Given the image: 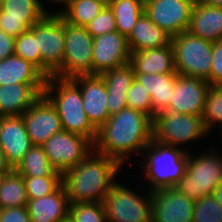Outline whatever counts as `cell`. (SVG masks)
<instances>
[{
    "mask_svg": "<svg viewBox=\"0 0 222 222\" xmlns=\"http://www.w3.org/2000/svg\"><path fill=\"white\" fill-rule=\"evenodd\" d=\"M183 148L185 147L164 145L152 139L144 149L146 155L143 154L142 157L146 160L142 162L145 170L143 176L150 185L147 188L150 192L175 187L180 181L187 168L189 152Z\"/></svg>",
    "mask_w": 222,
    "mask_h": 222,
    "instance_id": "277c9868",
    "label": "cell"
},
{
    "mask_svg": "<svg viewBox=\"0 0 222 222\" xmlns=\"http://www.w3.org/2000/svg\"><path fill=\"white\" fill-rule=\"evenodd\" d=\"M116 182L103 201L107 222H152L151 192L141 196Z\"/></svg>",
    "mask_w": 222,
    "mask_h": 222,
    "instance_id": "9c48e42d",
    "label": "cell"
},
{
    "mask_svg": "<svg viewBox=\"0 0 222 222\" xmlns=\"http://www.w3.org/2000/svg\"><path fill=\"white\" fill-rule=\"evenodd\" d=\"M41 0H3L0 6V29L18 37L49 12Z\"/></svg>",
    "mask_w": 222,
    "mask_h": 222,
    "instance_id": "4fadbf2b",
    "label": "cell"
},
{
    "mask_svg": "<svg viewBox=\"0 0 222 222\" xmlns=\"http://www.w3.org/2000/svg\"><path fill=\"white\" fill-rule=\"evenodd\" d=\"M14 54L31 62L41 71V53L38 48L37 38L30 30L21 33L15 38Z\"/></svg>",
    "mask_w": 222,
    "mask_h": 222,
    "instance_id": "e575fe53",
    "label": "cell"
},
{
    "mask_svg": "<svg viewBox=\"0 0 222 222\" xmlns=\"http://www.w3.org/2000/svg\"><path fill=\"white\" fill-rule=\"evenodd\" d=\"M41 146L50 164L61 173L77 166L94 150L88 138L65 130L52 135Z\"/></svg>",
    "mask_w": 222,
    "mask_h": 222,
    "instance_id": "8fae6325",
    "label": "cell"
},
{
    "mask_svg": "<svg viewBox=\"0 0 222 222\" xmlns=\"http://www.w3.org/2000/svg\"><path fill=\"white\" fill-rule=\"evenodd\" d=\"M122 167L115 159L93 150L77 166L62 173V185L69 203H103Z\"/></svg>",
    "mask_w": 222,
    "mask_h": 222,
    "instance_id": "7a4b0ae2",
    "label": "cell"
},
{
    "mask_svg": "<svg viewBox=\"0 0 222 222\" xmlns=\"http://www.w3.org/2000/svg\"><path fill=\"white\" fill-rule=\"evenodd\" d=\"M94 38L85 27L65 22V48L58 78L72 79L79 75H93L92 51Z\"/></svg>",
    "mask_w": 222,
    "mask_h": 222,
    "instance_id": "30bf717a",
    "label": "cell"
},
{
    "mask_svg": "<svg viewBox=\"0 0 222 222\" xmlns=\"http://www.w3.org/2000/svg\"><path fill=\"white\" fill-rule=\"evenodd\" d=\"M152 123L153 119L146 113L123 108L110 115L97 130L94 151L115 159L123 166L133 154H145L144 149L153 139Z\"/></svg>",
    "mask_w": 222,
    "mask_h": 222,
    "instance_id": "6da1fadb",
    "label": "cell"
},
{
    "mask_svg": "<svg viewBox=\"0 0 222 222\" xmlns=\"http://www.w3.org/2000/svg\"><path fill=\"white\" fill-rule=\"evenodd\" d=\"M74 222H107L103 203L78 202L69 205V214Z\"/></svg>",
    "mask_w": 222,
    "mask_h": 222,
    "instance_id": "836d02e7",
    "label": "cell"
},
{
    "mask_svg": "<svg viewBox=\"0 0 222 222\" xmlns=\"http://www.w3.org/2000/svg\"><path fill=\"white\" fill-rule=\"evenodd\" d=\"M202 118L209 134L215 124H220V129H222V85H210L205 98Z\"/></svg>",
    "mask_w": 222,
    "mask_h": 222,
    "instance_id": "4dcf8cb0",
    "label": "cell"
},
{
    "mask_svg": "<svg viewBox=\"0 0 222 222\" xmlns=\"http://www.w3.org/2000/svg\"><path fill=\"white\" fill-rule=\"evenodd\" d=\"M15 38L0 29V60L14 54Z\"/></svg>",
    "mask_w": 222,
    "mask_h": 222,
    "instance_id": "b9f144b4",
    "label": "cell"
},
{
    "mask_svg": "<svg viewBox=\"0 0 222 222\" xmlns=\"http://www.w3.org/2000/svg\"><path fill=\"white\" fill-rule=\"evenodd\" d=\"M126 96L129 108L142 111L152 118L151 97L144 86L136 79L132 82Z\"/></svg>",
    "mask_w": 222,
    "mask_h": 222,
    "instance_id": "8d00e7d4",
    "label": "cell"
},
{
    "mask_svg": "<svg viewBox=\"0 0 222 222\" xmlns=\"http://www.w3.org/2000/svg\"><path fill=\"white\" fill-rule=\"evenodd\" d=\"M145 0H111L108 5L115 17L117 31L126 38L144 13Z\"/></svg>",
    "mask_w": 222,
    "mask_h": 222,
    "instance_id": "4316f807",
    "label": "cell"
},
{
    "mask_svg": "<svg viewBox=\"0 0 222 222\" xmlns=\"http://www.w3.org/2000/svg\"><path fill=\"white\" fill-rule=\"evenodd\" d=\"M85 28L93 37L116 31V21L111 8L107 5Z\"/></svg>",
    "mask_w": 222,
    "mask_h": 222,
    "instance_id": "74e56055",
    "label": "cell"
},
{
    "mask_svg": "<svg viewBox=\"0 0 222 222\" xmlns=\"http://www.w3.org/2000/svg\"><path fill=\"white\" fill-rule=\"evenodd\" d=\"M127 38L117 30L95 37L93 41V75L130 63Z\"/></svg>",
    "mask_w": 222,
    "mask_h": 222,
    "instance_id": "9a60e30c",
    "label": "cell"
},
{
    "mask_svg": "<svg viewBox=\"0 0 222 222\" xmlns=\"http://www.w3.org/2000/svg\"><path fill=\"white\" fill-rule=\"evenodd\" d=\"M196 0H145L144 13L169 35L187 31Z\"/></svg>",
    "mask_w": 222,
    "mask_h": 222,
    "instance_id": "7c38bea8",
    "label": "cell"
},
{
    "mask_svg": "<svg viewBox=\"0 0 222 222\" xmlns=\"http://www.w3.org/2000/svg\"><path fill=\"white\" fill-rule=\"evenodd\" d=\"M196 2L222 8V0H196Z\"/></svg>",
    "mask_w": 222,
    "mask_h": 222,
    "instance_id": "ee69618b",
    "label": "cell"
},
{
    "mask_svg": "<svg viewBox=\"0 0 222 222\" xmlns=\"http://www.w3.org/2000/svg\"><path fill=\"white\" fill-rule=\"evenodd\" d=\"M45 84L0 86V117L19 116L43 95Z\"/></svg>",
    "mask_w": 222,
    "mask_h": 222,
    "instance_id": "ffe728a7",
    "label": "cell"
},
{
    "mask_svg": "<svg viewBox=\"0 0 222 222\" xmlns=\"http://www.w3.org/2000/svg\"><path fill=\"white\" fill-rule=\"evenodd\" d=\"M209 87L210 84L202 78L177 74L171 103L165 110L202 117Z\"/></svg>",
    "mask_w": 222,
    "mask_h": 222,
    "instance_id": "e0dca14e",
    "label": "cell"
},
{
    "mask_svg": "<svg viewBox=\"0 0 222 222\" xmlns=\"http://www.w3.org/2000/svg\"><path fill=\"white\" fill-rule=\"evenodd\" d=\"M107 93H108L107 107H108L109 115L118 113L123 108L128 107L126 95L112 93V92H107Z\"/></svg>",
    "mask_w": 222,
    "mask_h": 222,
    "instance_id": "60d3db41",
    "label": "cell"
},
{
    "mask_svg": "<svg viewBox=\"0 0 222 222\" xmlns=\"http://www.w3.org/2000/svg\"><path fill=\"white\" fill-rule=\"evenodd\" d=\"M60 222H74L72 220V218L68 215L67 217H65L63 220H61Z\"/></svg>",
    "mask_w": 222,
    "mask_h": 222,
    "instance_id": "7dc6e473",
    "label": "cell"
},
{
    "mask_svg": "<svg viewBox=\"0 0 222 222\" xmlns=\"http://www.w3.org/2000/svg\"><path fill=\"white\" fill-rule=\"evenodd\" d=\"M69 205L66 191L61 185L48 196L29 199L27 208L31 222H60L68 216Z\"/></svg>",
    "mask_w": 222,
    "mask_h": 222,
    "instance_id": "7402d4cb",
    "label": "cell"
},
{
    "mask_svg": "<svg viewBox=\"0 0 222 222\" xmlns=\"http://www.w3.org/2000/svg\"><path fill=\"white\" fill-rule=\"evenodd\" d=\"M72 80L80 87L84 110L90 123L98 130L110 117L103 77L99 74L79 75Z\"/></svg>",
    "mask_w": 222,
    "mask_h": 222,
    "instance_id": "ac0fdd59",
    "label": "cell"
},
{
    "mask_svg": "<svg viewBox=\"0 0 222 222\" xmlns=\"http://www.w3.org/2000/svg\"><path fill=\"white\" fill-rule=\"evenodd\" d=\"M37 38L41 53V72L55 76L63 62L65 48V21L56 13H48L29 29Z\"/></svg>",
    "mask_w": 222,
    "mask_h": 222,
    "instance_id": "ba28073f",
    "label": "cell"
},
{
    "mask_svg": "<svg viewBox=\"0 0 222 222\" xmlns=\"http://www.w3.org/2000/svg\"><path fill=\"white\" fill-rule=\"evenodd\" d=\"M187 31L211 42L222 40V8L195 2Z\"/></svg>",
    "mask_w": 222,
    "mask_h": 222,
    "instance_id": "603a6c76",
    "label": "cell"
},
{
    "mask_svg": "<svg viewBox=\"0 0 222 222\" xmlns=\"http://www.w3.org/2000/svg\"><path fill=\"white\" fill-rule=\"evenodd\" d=\"M49 1H50V2H53V3H54V2H55V3H59V4L61 3V5H62V3L65 4L68 0H49Z\"/></svg>",
    "mask_w": 222,
    "mask_h": 222,
    "instance_id": "bcb514c9",
    "label": "cell"
},
{
    "mask_svg": "<svg viewBox=\"0 0 222 222\" xmlns=\"http://www.w3.org/2000/svg\"><path fill=\"white\" fill-rule=\"evenodd\" d=\"M21 116L32 145L41 146L52 135L63 130L56 108L44 95Z\"/></svg>",
    "mask_w": 222,
    "mask_h": 222,
    "instance_id": "2e32d148",
    "label": "cell"
},
{
    "mask_svg": "<svg viewBox=\"0 0 222 222\" xmlns=\"http://www.w3.org/2000/svg\"><path fill=\"white\" fill-rule=\"evenodd\" d=\"M153 140L178 148V145L193 142L209 135L203 118L193 114L162 110L153 118Z\"/></svg>",
    "mask_w": 222,
    "mask_h": 222,
    "instance_id": "52a82bcc",
    "label": "cell"
},
{
    "mask_svg": "<svg viewBox=\"0 0 222 222\" xmlns=\"http://www.w3.org/2000/svg\"><path fill=\"white\" fill-rule=\"evenodd\" d=\"M127 42L130 52H137L169 46L172 43V36L143 13L127 38Z\"/></svg>",
    "mask_w": 222,
    "mask_h": 222,
    "instance_id": "d4e9b609",
    "label": "cell"
},
{
    "mask_svg": "<svg viewBox=\"0 0 222 222\" xmlns=\"http://www.w3.org/2000/svg\"><path fill=\"white\" fill-rule=\"evenodd\" d=\"M46 79L36 66L15 54L0 60V86L45 84Z\"/></svg>",
    "mask_w": 222,
    "mask_h": 222,
    "instance_id": "cb8c5ba5",
    "label": "cell"
},
{
    "mask_svg": "<svg viewBox=\"0 0 222 222\" xmlns=\"http://www.w3.org/2000/svg\"><path fill=\"white\" fill-rule=\"evenodd\" d=\"M22 176H62L51 164L42 146L33 145L14 168Z\"/></svg>",
    "mask_w": 222,
    "mask_h": 222,
    "instance_id": "f1b7e54d",
    "label": "cell"
},
{
    "mask_svg": "<svg viewBox=\"0 0 222 222\" xmlns=\"http://www.w3.org/2000/svg\"><path fill=\"white\" fill-rule=\"evenodd\" d=\"M213 195L215 196L216 200L222 205V182L214 190Z\"/></svg>",
    "mask_w": 222,
    "mask_h": 222,
    "instance_id": "f6af8a7d",
    "label": "cell"
},
{
    "mask_svg": "<svg viewBox=\"0 0 222 222\" xmlns=\"http://www.w3.org/2000/svg\"><path fill=\"white\" fill-rule=\"evenodd\" d=\"M193 222H222V205L213 194L195 201Z\"/></svg>",
    "mask_w": 222,
    "mask_h": 222,
    "instance_id": "d590c367",
    "label": "cell"
},
{
    "mask_svg": "<svg viewBox=\"0 0 222 222\" xmlns=\"http://www.w3.org/2000/svg\"><path fill=\"white\" fill-rule=\"evenodd\" d=\"M43 95L56 108L63 130L84 136L94 144L97 129L90 123L80 87L72 79L47 77Z\"/></svg>",
    "mask_w": 222,
    "mask_h": 222,
    "instance_id": "3957f363",
    "label": "cell"
},
{
    "mask_svg": "<svg viewBox=\"0 0 222 222\" xmlns=\"http://www.w3.org/2000/svg\"><path fill=\"white\" fill-rule=\"evenodd\" d=\"M107 88V92L127 95L135 79V73L130 63L118 68L110 69L100 74Z\"/></svg>",
    "mask_w": 222,
    "mask_h": 222,
    "instance_id": "1f68e13d",
    "label": "cell"
},
{
    "mask_svg": "<svg viewBox=\"0 0 222 222\" xmlns=\"http://www.w3.org/2000/svg\"><path fill=\"white\" fill-rule=\"evenodd\" d=\"M3 175L4 174H0V185H1V182H2V179H3Z\"/></svg>",
    "mask_w": 222,
    "mask_h": 222,
    "instance_id": "681fc988",
    "label": "cell"
},
{
    "mask_svg": "<svg viewBox=\"0 0 222 222\" xmlns=\"http://www.w3.org/2000/svg\"><path fill=\"white\" fill-rule=\"evenodd\" d=\"M32 146L21 115L0 117V148L13 168Z\"/></svg>",
    "mask_w": 222,
    "mask_h": 222,
    "instance_id": "d6986e66",
    "label": "cell"
},
{
    "mask_svg": "<svg viewBox=\"0 0 222 222\" xmlns=\"http://www.w3.org/2000/svg\"><path fill=\"white\" fill-rule=\"evenodd\" d=\"M106 5L98 0H68L64 9L57 13L65 22L85 27L90 23Z\"/></svg>",
    "mask_w": 222,
    "mask_h": 222,
    "instance_id": "83f0119b",
    "label": "cell"
},
{
    "mask_svg": "<svg viewBox=\"0 0 222 222\" xmlns=\"http://www.w3.org/2000/svg\"><path fill=\"white\" fill-rule=\"evenodd\" d=\"M171 45L177 74L204 80L209 78L213 61L211 41L184 31L172 37Z\"/></svg>",
    "mask_w": 222,
    "mask_h": 222,
    "instance_id": "8992f818",
    "label": "cell"
},
{
    "mask_svg": "<svg viewBox=\"0 0 222 222\" xmlns=\"http://www.w3.org/2000/svg\"><path fill=\"white\" fill-rule=\"evenodd\" d=\"M14 168L7 161L5 154L0 148V174H6L12 171Z\"/></svg>",
    "mask_w": 222,
    "mask_h": 222,
    "instance_id": "7bdbcfd3",
    "label": "cell"
},
{
    "mask_svg": "<svg viewBox=\"0 0 222 222\" xmlns=\"http://www.w3.org/2000/svg\"><path fill=\"white\" fill-rule=\"evenodd\" d=\"M194 206L176 187L151 191L152 222H193Z\"/></svg>",
    "mask_w": 222,
    "mask_h": 222,
    "instance_id": "5bb4252c",
    "label": "cell"
},
{
    "mask_svg": "<svg viewBox=\"0 0 222 222\" xmlns=\"http://www.w3.org/2000/svg\"><path fill=\"white\" fill-rule=\"evenodd\" d=\"M130 64L135 74H177L172 45L131 52Z\"/></svg>",
    "mask_w": 222,
    "mask_h": 222,
    "instance_id": "44dd1931",
    "label": "cell"
},
{
    "mask_svg": "<svg viewBox=\"0 0 222 222\" xmlns=\"http://www.w3.org/2000/svg\"><path fill=\"white\" fill-rule=\"evenodd\" d=\"M177 74H135V79L149 93L152 103V119L155 114L168 108Z\"/></svg>",
    "mask_w": 222,
    "mask_h": 222,
    "instance_id": "484cf974",
    "label": "cell"
},
{
    "mask_svg": "<svg viewBox=\"0 0 222 222\" xmlns=\"http://www.w3.org/2000/svg\"><path fill=\"white\" fill-rule=\"evenodd\" d=\"M28 199L42 198L55 192L62 185V176H23Z\"/></svg>",
    "mask_w": 222,
    "mask_h": 222,
    "instance_id": "d6a6232c",
    "label": "cell"
},
{
    "mask_svg": "<svg viewBox=\"0 0 222 222\" xmlns=\"http://www.w3.org/2000/svg\"><path fill=\"white\" fill-rule=\"evenodd\" d=\"M213 61L209 78L210 85H222V40L212 42Z\"/></svg>",
    "mask_w": 222,
    "mask_h": 222,
    "instance_id": "f35d334b",
    "label": "cell"
},
{
    "mask_svg": "<svg viewBox=\"0 0 222 222\" xmlns=\"http://www.w3.org/2000/svg\"><path fill=\"white\" fill-rule=\"evenodd\" d=\"M219 155L214 147L198 156L188 152L185 174L175 187L194 201L213 194L222 182V154Z\"/></svg>",
    "mask_w": 222,
    "mask_h": 222,
    "instance_id": "5b68a950",
    "label": "cell"
},
{
    "mask_svg": "<svg viewBox=\"0 0 222 222\" xmlns=\"http://www.w3.org/2000/svg\"><path fill=\"white\" fill-rule=\"evenodd\" d=\"M28 200L23 176L15 169L4 174L0 185V209L27 206Z\"/></svg>",
    "mask_w": 222,
    "mask_h": 222,
    "instance_id": "f546056e",
    "label": "cell"
},
{
    "mask_svg": "<svg viewBox=\"0 0 222 222\" xmlns=\"http://www.w3.org/2000/svg\"><path fill=\"white\" fill-rule=\"evenodd\" d=\"M0 222H31L27 206L0 209Z\"/></svg>",
    "mask_w": 222,
    "mask_h": 222,
    "instance_id": "ab89813d",
    "label": "cell"
},
{
    "mask_svg": "<svg viewBox=\"0 0 222 222\" xmlns=\"http://www.w3.org/2000/svg\"><path fill=\"white\" fill-rule=\"evenodd\" d=\"M103 2L106 6L110 4L111 0H98Z\"/></svg>",
    "mask_w": 222,
    "mask_h": 222,
    "instance_id": "c3c4849f",
    "label": "cell"
}]
</instances>
